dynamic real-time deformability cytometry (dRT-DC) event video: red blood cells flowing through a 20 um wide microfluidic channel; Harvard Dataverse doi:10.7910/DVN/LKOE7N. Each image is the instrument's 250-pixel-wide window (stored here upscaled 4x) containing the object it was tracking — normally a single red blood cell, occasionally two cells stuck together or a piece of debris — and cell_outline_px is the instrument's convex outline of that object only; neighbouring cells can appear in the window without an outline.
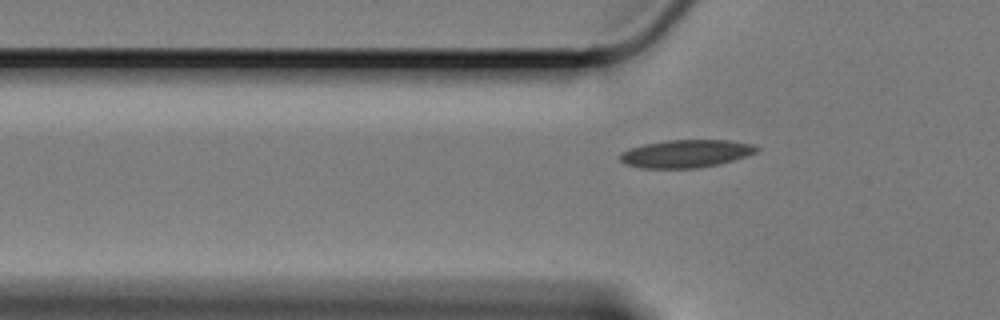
{"species": "Egyptian fruit bat (a non-hibernating species)", "species_latin": "Rousettus aegyptiacus", "temperature_condition": "cold", "stored_images_in_passage": 3, "camera_frame_rate_fps": 3000, "um_per_image_px": 0.085, "animal": {"sex": "female"}, "frame": {"image": 1, "passage_image": 3, "time_ms": 0.667, "image_size_px": [1000, 320], "cell_outline_px": [[760, 148], [756, 152], [732, 160], [700, 168], [640, 168], [624, 164], [620, 160], [620, 152], [628, 148], [644, 144], [668, 140], [728, 140], [756, 144]], "centroid_in_image_um": [58.27, 13.05], "position_along_channel_um": 67.5, "area_um2": 22.2}}